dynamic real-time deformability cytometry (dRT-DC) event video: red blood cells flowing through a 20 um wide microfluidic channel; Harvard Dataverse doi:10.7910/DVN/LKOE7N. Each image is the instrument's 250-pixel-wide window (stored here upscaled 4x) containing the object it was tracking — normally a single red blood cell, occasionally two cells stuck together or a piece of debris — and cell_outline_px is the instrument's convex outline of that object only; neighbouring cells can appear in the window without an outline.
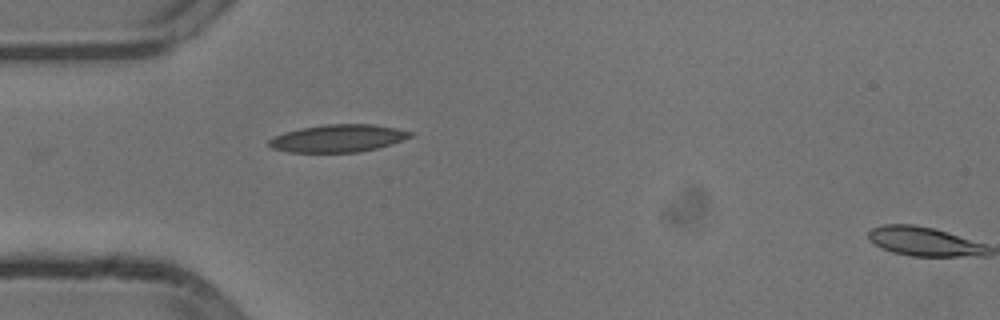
{"species": "common noctule bat (a hibernating species)", "species_latin": "Nyctalus noctula", "temperature_condition": "cold", "stored_images_in_passage": 2, "camera_frame_rate_fps": 3000, "um_per_image_px": 0.085, "animal": {"sex": "male", "body_mass_g": 13.3}, "frame": {"image": 1, "passage_image": 1, "time_ms": 0.0, "image_size_px": [1000, 320], "cell_outline_px": [[412, 136], [392, 144], [360, 152], [288, 152], [272, 148], [268, 144], [268, 140], [272, 136], [284, 132], [300, 128], [324, 124], [372, 124], [396, 128], [412, 132]], "centroid_in_image_um": [28.69, 11.75], "position_along_channel_um": 56.3, "area_um2": 22.72}}